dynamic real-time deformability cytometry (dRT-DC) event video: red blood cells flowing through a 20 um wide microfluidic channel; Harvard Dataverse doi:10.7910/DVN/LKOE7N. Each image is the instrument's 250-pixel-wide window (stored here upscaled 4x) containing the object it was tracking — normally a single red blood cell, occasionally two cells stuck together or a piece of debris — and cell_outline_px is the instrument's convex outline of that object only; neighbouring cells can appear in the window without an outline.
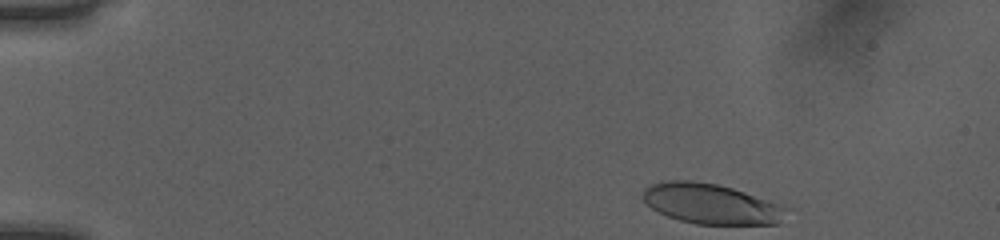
{"species": "human", "species_latin": "Homo sapiens", "temperature_condition": "room temperature", "stored_images_in_passage": 41, "camera_frame_rate_fps": 3000, "um_per_image_px": 0.085, "donor": {"sex": "female"}, "frame": {"image": 1, "passage_image": 1, "time_ms": 0.0, "image_size_px": [1000, 240], "cell_outline_px": [[796, 208], [780, 224], [696, 224], [680, 220], [668, 216], [652, 208], [640, 196], [644, 188], [648, 184], [668, 180], [692, 180], [716, 184], [732, 188]], "centroid_in_image_um": [60.55, 17.33], "position_along_channel_um": 24.4, "area_um2": 34.45}}
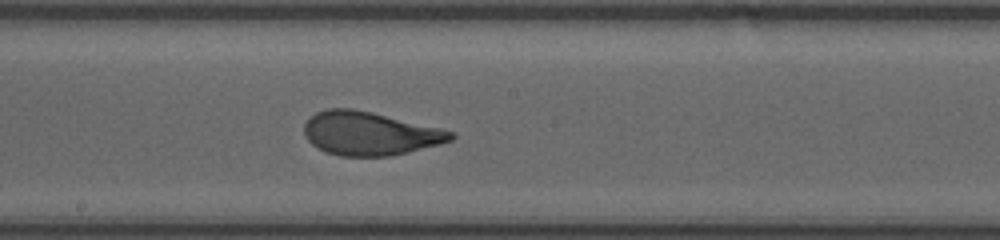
{"frame": {"image": 2, "passage_image": 23, "time_ms": 7.333, "image_size_px": [1000, 240], "cell_outline_px": [[456, 136], [452, 140], [440, 144], [408, 152], [388, 156], [340, 156], [328, 152], [312, 144], [304, 136], [304, 124], [316, 112], [328, 108], [352, 108], [372, 112], [440, 128], [456, 132]], "centroid_in_image_um": [31.44, 11.34], "position_along_channel_um": 216.8, "area_um2": 37.05}}
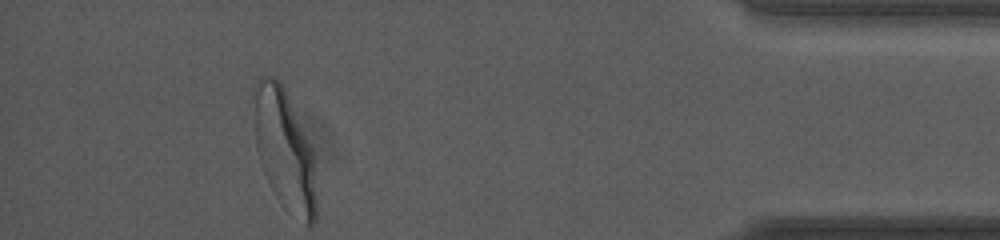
{"frame": {"image": 3, "passage_image": 41, "time_ms": 13.333, "image_size_px": [1000, 240], "cell_outline_px": [[316, 220], [312, 224], [304, 224], [288, 212], [280, 204], [260, 164], [256, 148], [252, 88], [256, 80], [260, 76], [272, 76], [280, 80], [284, 88], [312, 148], [316, 196]], "centroid_in_image_um": [24.15, 12.71], "position_along_channel_um": 411.1, "area_um2": 44.04}, "authors_computed_cell_mechanics": {"area_um2": 36.8764, "velocity_mm_per_s": 4.0246, "shape_relaxation_time_tau1_ms": 3.7559, "shape_relaxation_time_tau2_ms": null, "deformation_change_tau1": 0.1885, "deformation_change_tau2": null}}